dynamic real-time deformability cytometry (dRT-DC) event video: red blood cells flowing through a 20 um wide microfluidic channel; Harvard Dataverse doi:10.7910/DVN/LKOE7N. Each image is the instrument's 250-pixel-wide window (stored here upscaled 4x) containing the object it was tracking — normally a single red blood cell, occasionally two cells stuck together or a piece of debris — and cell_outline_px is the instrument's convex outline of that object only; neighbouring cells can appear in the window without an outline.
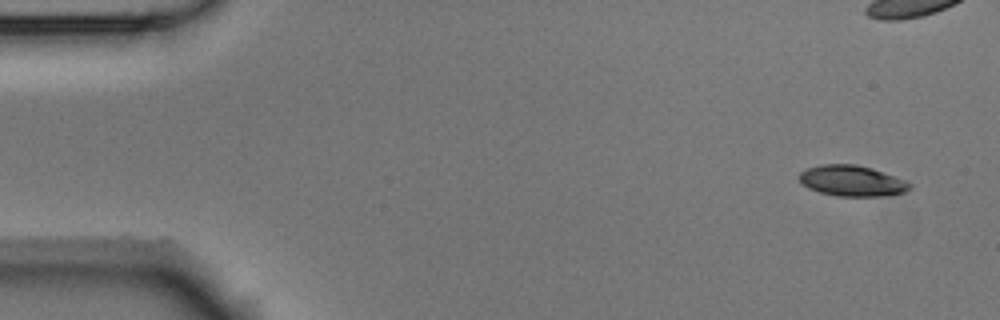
{"species": "Egyptian fruit bat (a non-hibernating species)", "species_latin": "Rousettus aegyptiacus", "temperature_condition": "room temperature", "stored_images_in_passage": 10, "camera_frame_rate_fps": 3000, "um_per_image_px": 0.085, "animal": {"sex": "male"}, "frame": {"image": 1, "passage_image": 1, "time_ms": 0.0, "image_size_px": [1000, 320], "cell_outline_px": [[912, 188], [904, 192], [892, 196], [836, 196], [820, 192], [808, 188], [800, 180], [800, 172], [808, 168], [820, 164], [856, 164], [872, 168], [904, 180], [912, 184]], "centroid_in_image_um": [72.45, 15.38], "position_along_channel_um": 12.6, "area_um2": 19.83}}
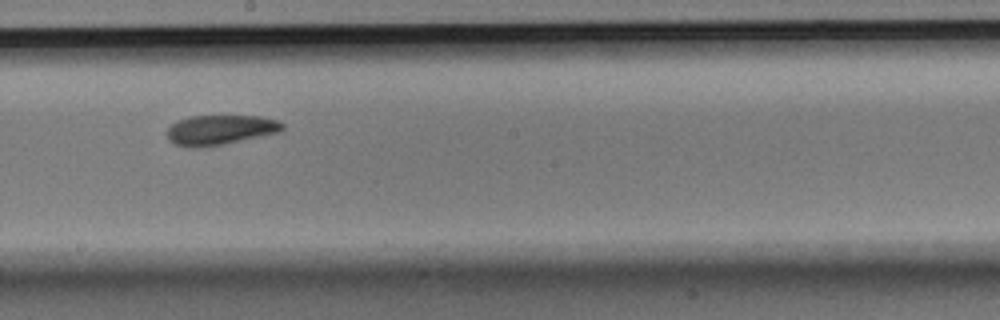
{"frame": {"image": 2, "passage_image": 9, "time_ms": 2.667, "image_size_px": [1000, 320], "cell_outline_px": [[284, 128], [280, 132], [224, 144], [200, 148], [188, 148], [176, 144], [168, 140], [164, 132], [176, 120], [188, 116], [260, 116], [276, 120], [284, 124]], "centroid_in_image_um": [18.65, 11.05], "position_along_channel_um": 229.5, "area_um2": 20.35}}
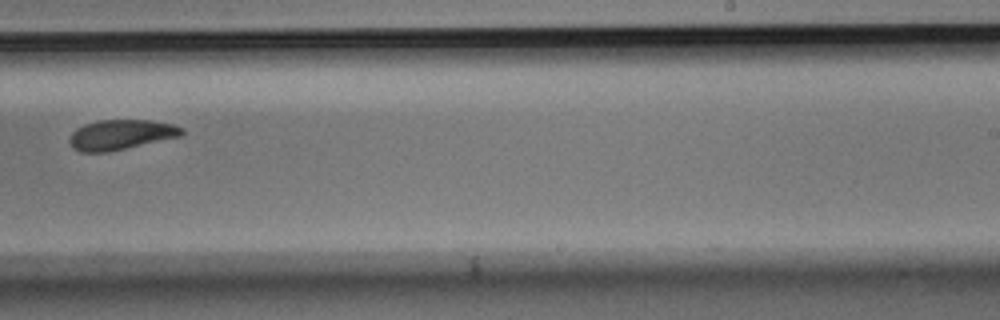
{"frame": {"image": 3, "passage_image": 10, "time_ms": 3.0, "image_size_px": [1000, 320], "cell_outline_px": [[184, 132], [180, 136], [124, 148], [104, 152], [80, 152], [72, 148], [68, 140], [72, 132], [76, 128], [84, 124], [100, 120], [148, 120], [172, 124], [184, 128]], "centroid_in_image_um": [10.23, 11.44], "position_along_channel_um": 278.8, "area_um2": 19.42}}